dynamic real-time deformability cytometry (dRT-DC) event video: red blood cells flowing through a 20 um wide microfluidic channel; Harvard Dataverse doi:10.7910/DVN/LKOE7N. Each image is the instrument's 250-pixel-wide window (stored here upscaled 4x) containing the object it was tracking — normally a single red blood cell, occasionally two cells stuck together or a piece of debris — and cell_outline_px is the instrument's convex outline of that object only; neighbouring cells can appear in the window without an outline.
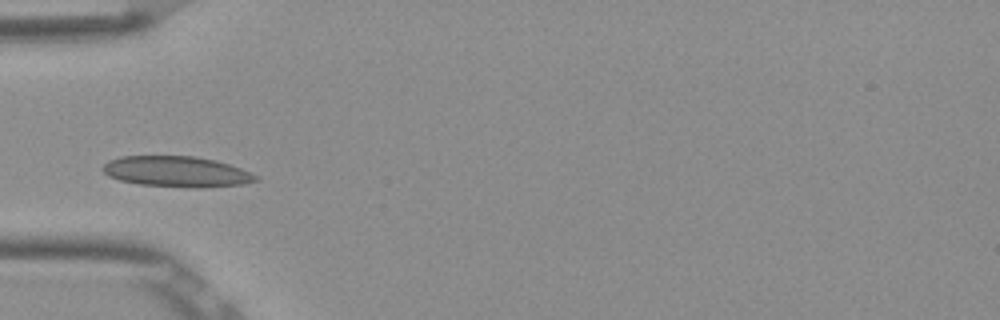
{"species": "Egyptian fruit bat (a non-hibernating species)", "species_latin": "Rousettus aegyptiacus", "temperature_condition": "room temperature", "stored_images_in_passage": 4, "camera_frame_rate_fps": 3000, "um_per_image_px": 0.085, "frame": {"image": 1, "passage_image": 4, "time_ms": 1.0, "image_size_px": [1000, 320], "cell_outline_px": [[260, 180], [244, 184], [204, 188], [192, 188], [140, 184], [120, 180], [108, 176], [100, 168], [108, 160], [120, 156], [196, 156], [216, 160], [240, 168], [260, 176]], "centroid_in_image_um": [15.04, 14.59], "position_along_channel_um": 70.0, "area_um2": 27.69}}